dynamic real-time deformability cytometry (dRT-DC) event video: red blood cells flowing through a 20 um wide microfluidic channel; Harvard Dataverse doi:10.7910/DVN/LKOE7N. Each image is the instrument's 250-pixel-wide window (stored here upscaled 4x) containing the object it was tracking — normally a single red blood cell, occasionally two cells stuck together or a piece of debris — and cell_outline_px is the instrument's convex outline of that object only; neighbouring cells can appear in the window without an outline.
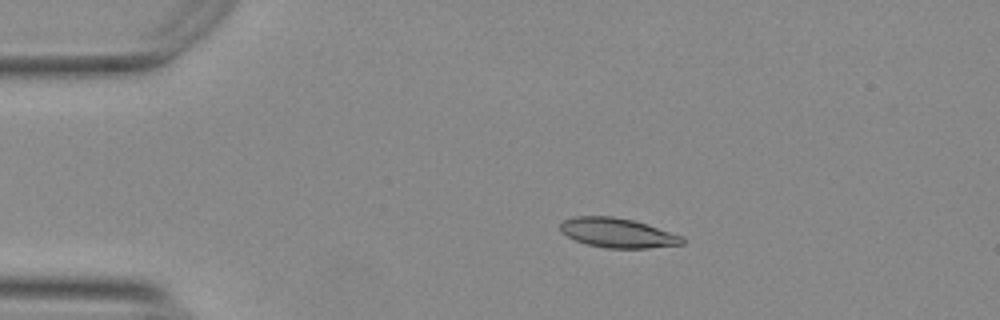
{"species": "Egyptian fruit bat (a non-hibernating species)", "species_latin": "Rousettus aegyptiacus", "temperature_condition": "warm", "stored_images_in_passage": 44, "camera_frame_rate_fps": 3000, "um_per_image_px": 0.085, "animal": {"sex": "female"}, "frame": {"image": 1, "passage_image": 1, "time_ms": 0.0, "image_size_px": [1000, 320], "cell_outline_px": [[684, 244], [648, 248], [608, 248], [588, 244], [576, 240], [560, 232], [560, 224], [564, 220], [576, 216], [612, 216], [632, 220], [648, 224], [684, 236]], "centroid_in_image_um": [52.53, 19.79], "position_along_channel_um": 32.5, "area_um2": 20.98}}
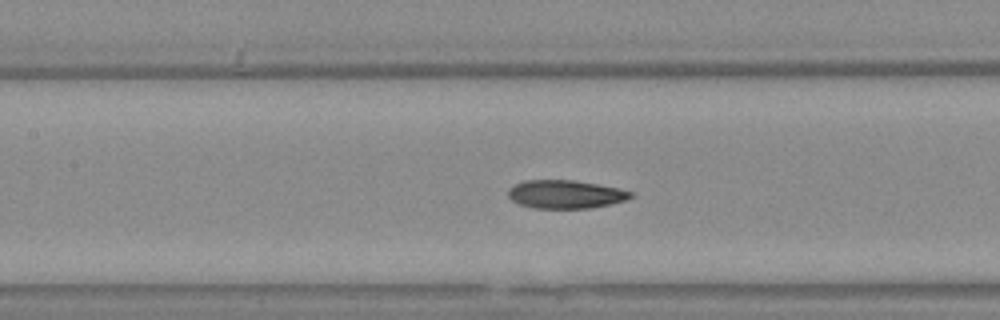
{"frame": {"image": 2, "passage_image": 15, "time_ms": 4.667, "image_size_px": [1000, 320], "cell_outline_px": [[632, 196], [624, 200], [612, 204], [592, 208], [532, 208], [520, 204], [512, 200], [508, 196], [508, 188], [524, 180], [572, 180], [620, 188], [632, 192]], "centroid_in_image_um": [48.05, 16.51], "position_along_channel_um": 159.3, "area_um2": 20.17}}
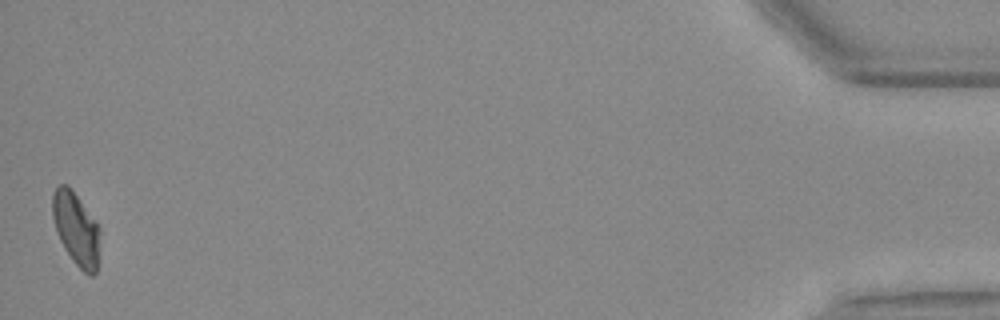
{"frame": {"image": 3, "passage_image": 44, "time_ms": 14.333, "image_size_px": [1000, 320], "cell_outline_px": [[100, 232], [96, 272], [92, 276], [88, 276], [72, 260], [64, 248], [60, 240], [52, 216], [52, 192], [60, 184], [68, 184], [96, 220], [100, 228]], "centroid_in_image_um": [6.47, 19.43], "position_along_channel_um": 428.7, "area_um2": 20.23}, "authors_computed_cell_mechanics": {"area_um2": 20.6346, "velocity_mm_per_s": 3.7628, "shape_relaxation_time_tau1_ms": 8.4963, "shape_relaxation_time_tau2_ms": 1.8341, "deformation_change_tau1": 0.2297, "deformation_change_tau2": 0.0802}}